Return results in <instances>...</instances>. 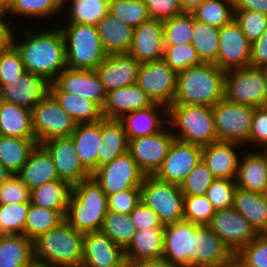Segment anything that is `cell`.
Wrapping results in <instances>:
<instances>
[{"label": "cell", "mask_w": 267, "mask_h": 267, "mask_svg": "<svg viewBox=\"0 0 267 267\" xmlns=\"http://www.w3.org/2000/svg\"><path fill=\"white\" fill-rule=\"evenodd\" d=\"M25 41L13 46L20 53L26 72L42 76L50 83L67 68L65 41L61 30L52 29L36 35L27 31Z\"/></svg>", "instance_id": "1"}, {"label": "cell", "mask_w": 267, "mask_h": 267, "mask_svg": "<svg viewBox=\"0 0 267 267\" xmlns=\"http://www.w3.org/2000/svg\"><path fill=\"white\" fill-rule=\"evenodd\" d=\"M225 74L213 63H201L177 73V91L171 105L213 107L224 99Z\"/></svg>", "instance_id": "2"}, {"label": "cell", "mask_w": 267, "mask_h": 267, "mask_svg": "<svg viewBox=\"0 0 267 267\" xmlns=\"http://www.w3.org/2000/svg\"><path fill=\"white\" fill-rule=\"evenodd\" d=\"M108 213L107 196L94 177L73 185L65 221L80 233L99 231Z\"/></svg>", "instance_id": "3"}, {"label": "cell", "mask_w": 267, "mask_h": 267, "mask_svg": "<svg viewBox=\"0 0 267 267\" xmlns=\"http://www.w3.org/2000/svg\"><path fill=\"white\" fill-rule=\"evenodd\" d=\"M34 259L54 267H81L83 233L66 221L33 240Z\"/></svg>", "instance_id": "4"}, {"label": "cell", "mask_w": 267, "mask_h": 267, "mask_svg": "<svg viewBox=\"0 0 267 267\" xmlns=\"http://www.w3.org/2000/svg\"><path fill=\"white\" fill-rule=\"evenodd\" d=\"M167 114L170 118L165 122L180 129L178 134L173 133L176 140L199 146L218 141L212 106L170 105Z\"/></svg>", "instance_id": "5"}, {"label": "cell", "mask_w": 267, "mask_h": 267, "mask_svg": "<svg viewBox=\"0 0 267 267\" xmlns=\"http://www.w3.org/2000/svg\"><path fill=\"white\" fill-rule=\"evenodd\" d=\"M60 30L65 41L67 68L95 70L107 56L97 26L69 23Z\"/></svg>", "instance_id": "6"}, {"label": "cell", "mask_w": 267, "mask_h": 267, "mask_svg": "<svg viewBox=\"0 0 267 267\" xmlns=\"http://www.w3.org/2000/svg\"><path fill=\"white\" fill-rule=\"evenodd\" d=\"M141 201L154 210L163 225L183 220L184 194L180 185L145 175L141 185Z\"/></svg>", "instance_id": "7"}, {"label": "cell", "mask_w": 267, "mask_h": 267, "mask_svg": "<svg viewBox=\"0 0 267 267\" xmlns=\"http://www.w3.org/2000/svg\"><path fill=\"white\" fill-rule=\"evenodd\" d=\"M224 99L255 108L267 106V87L262 69L247 66L226 71Z\"/></svg>", "instance_id": "8"}, {"label": "cell", "mask_w": 267, "mask_h": 267, "mask_svg": "<svg viewBox=\"0 0 267 267\" xmlns=\"http://www.w3.org/2000/svg\"><path fill=\"white\" fill-rule=\"evenodd\" d=\"M254 108L221 99L212 107L218 141L248 143Z\"/></svg>", "instance_id": "9"}, {"label": "cell", "mask_w": 267, "mask_h": 267, "mask_svg": "<svg viewBox=\"0 0 267 267\" xmlns=\"http://www.w3.org/2000/svg\"><path fill=\"white\" fill-rule=\"evenodd\" d=\"M32 119L34 138L39 144L54 137H69L76 127L50 93L33 108Z\"/></svg>", "instance_id": "10"}, {"label": "cell", "mask_w": 267, "mask_h": 267, "mask_svg": "<svg viewBox=\"0 0 267 267\" xmlns=\"http://www.w3.org/2000/svg\"><path fill=\"white\" fill-rule=\"evenodd\" d=\"M136 84L154 103L167 108L173 103L177 91V73L162 59L141 63Z\"/></svg>", "instance_id": "11"}, {"label": "cell", "mask_w": 267, "mask_h": 267, "mask_svg": "<svg viewBox=\"0 0 267 267\" xmlns=\"http://www.w3.org/2000/svg\"><path fill=\"white\" fill-rule=\"evenodd\" d=\"M105 195H113L129 188L141 187L145 174L140 170L129 152L118 156L93 173Z\"/></svg>", "instance_id": "12"}, {"label": "cell", "mask_w": 267, "mask_h": 267, "mask_svg": "<svg viewBox=\"0 0 267 267\" xmlns=\"http://www.w3.org/2000/svg\"><path fill=\"white\" fill-rule=\"evenodd\" d=\"M208 226L233 255L258 235L250 223L233 207L217 210Z\"/></svg>", "instance_id": "13"}, {"label": "cell", "mask_w": 267, "mask_h": 267, "mask_svg": "<svg viewBox=\"0 0 267 267\" xmlns=\"http://www.w3.org/2000/svg\"><path fill=\"white\" fill-rule=\"evenodd\" d=\"M174 139L173 131L162 129L152 135L129 139L128 152L145 175H154Z\"/></svg>", "instance_id": "14"}, {"label": "cell", "mask_w": 267, "mask_h": 267, "mask_svg": "<svg viewBox=\"0 0 267 267\" xmlns=\"http://www.w3.org/2000/svg\"><path fill=\"white\" fill-rule=\"evenodd\" d=\"M201 159L202 146L174 139L154 176L159 180L181 185Z\"/></svg>", "instance_id": "15"}, {"label": "cell", "mask_w": 267, "mask_h": 267, "mask_svg": "<svg viewBox=\"0 0 267 267\" xmlns=\"http://www.w3.org/2000/svg\"><path fill=\"white\" fill-rule=\"evenodd\" d=\"M251 42L233 19L219 31V51L214 63L228 71L250 66Z\"/></svg>", "instance_id": "16"}, {"label": "cell", "mask_w": 267, "mask_h": 267, "mask_svg": "<svg viewBox=\"0 0 267 267\" xmlns=\"http://www.w3.org/2000/svg\"><path fill=\"white\" fill-rule=\"evenodd\" d=\"M50 92H67L86 97L103 107L107 91L95 70L65 68L50 84Z\"/></svg>", "instance_id": "17"}, {"label": "cell", "mask_w": 267, "mask_h": 267, "mask_svg": "<svg viewBox=\"0 0 267 267\" xmlns=\"http://www.w3.org/2000/svg\"><path fill=\"white\" fill-rule=\"evenodd\" d=\"M51 155L59 179L72 186L89 178L92 174L82 165L73 139L54 137L41 143Z\"/></svg>", "instance_id": "18"}, {"label": "cell", "mask_w": 267, "mask_h": 267, "mask_svg": "<svg viewBox=\"0 0 267 267\" xmlns=\"http://www.w3.org/2000/svg\"><path fill=\"white\" fill-rule=\"evenodd\" d=\"M198 226L184 219L164 225L162 258L176 267H192V234Z\"/></svg>", "instance_id": "19"}, {"label": "cell", "mask_w": 267, "mask_h": 267, "mask_svg": "<svg viewBox=\"0 0 267 267\" xmlns=\"http://www.w3.org/2000/svg\"><path fill=\"white\" fill-rule=\"evenodd\" d=\"M234 255L208 225L192 234V267H223Z\"/></svg>", "instance_id": "20"}, {"label": "cell", "mask_w": 267, "mask_h": 267, "mask_svg": "<svg viewBox=\"0 0 267 267\" xmlns=\"http://www.w3.org/2000/svg\"><path fill=\"white\" fill-rule=\"evenodd\" d=\"M50 82L31 72H24L16 82L0 85V101L30 109L50 93Z\"/></svg>", "instance_id": "21"}, {"label": "cell", "mask_w": 267, "mask_h": 267, "mask_svg": "<svg viewBox=\"0 0 267 267\" xmlns=\"http://www.w3.org/2000/svg\"><path fill=\"white\" fill-rule=\"evenodd\" d=\"M164 49L163 21L150 19L134 28L128 53L140 64L162 60Z\"/></svg>", "instance_id": "22"}, {"label": "cell", "mask_w": 267, "mask_h": 267, "mask_svg": "<svg viewBox=\"0 0 267 267\" xmlns=\"http://www.w3.org/2000/svg\"><path fill=\"white\" fill-rule=\"evenodd\" d=\"M140 63L129 53L107 54L95 69L106 91L136 84Z\"/></svg>", "instance_id": "23"}, {"label": "cell", "mask_w": 267, "mask_h": 267, "mask_svg": "<svg viewBox=\"0 0 267 267\" xmlns=\"http://www.w3.org/2000/svg\"><path fill=\"white\" fill-rule=\"evenodd\" d=\"M124 258V250L100 231L83 234L81 267H111Z\"/></svg>", "instance_id": "24"}, {"label": "cell", "mask_w": 267, "mask_h": 267, "mask_svg": "<svg viewBox=\"0 0 267 267\" xmlns=\"http://www.w3.org/2000/svg\"><path fill=\"white\" fill-rule=\"evenodd\" d=\"M154 102L137 84L107 92L102 115L105 119H120L125 114L152 106Z\"/></svg>", "instance_id": "25"}, {"label": "cell", "mask_w": 267, "mask_h": 267, "mask_svg": "<svg viewBox=\"0 0 267 267\" xmlns=\"http://www.w3.org/2000/svg\"><path fill=\"white\" fill-rule=\"evenodd\" d=\"M236 142L216 141L202 146V160L206 163L215 179L235 180L239 167Z\"/></svg>", "instance_id": "26"}, {"label": "cell", "mask_w": 267, "mask_h": 267, "mask_svg": "<svg viewBox=\"0 0 267 267\" xmlns=\"http://www.w3.org/2000/svg\"><path fill=\"white\" fill-rule=\"evenodd\" d=\"M101 135L102 119L96 122L78 123L70 135L76 146L80 162L91 174L98 168Z\"/></svg>", "instance_id": "27"}, {"label": "cell", "mask_w": 267, "mask_h": 267, "mask_svg": "<svg viewBox=\"0 0 267 267\" xmlns=\"http://www.w3.org/2000/svg\"><path fill=\"white\" fill-rule=\"evenodd\" d=\"M233 208L250 223L257 234H267V196L265 193L237 187Z\"/></svg>", "instance_id": "28"}, {"label": "cell", "mask_w": 267, "mask_h": 267, "mask_svg": "<svg viewBox=\"0 0 267 267\" xmlns=\"http://www.w3.org/2000/svg\"><path fill=\"white\" fill-rule=\"evenodd\" d=\"M17 175L30 190L44 183L59 180L53 159L41 144L35 147Z\"/></svg>", "instance_id": "29"}, {"label": "cell", "mask_w": 267, "mask_h": 267, "mask_svg": "<svg viewBox=\"0 0 267 267\" xmlns=\"http://www.w3.org/2000/svg\"><path fill=\"white\" fill-rule=\"evenodd\" d=\"M97 30L107 54L128 53L134 28L110 12L97 23Z\"/></svg>", "instance_id": "30"}, {"label": "cell", "mask_w": 267, "mask_h": 267, "mask_svg": "<svg viewBox=\"0 0 267 267\" xmlns=\"http://www.w3.org/2000/svg\"><path fill=\"white\" fill-rule=\"evenodd\" d=\"M239 188L265 193L267 189V156L263 152L248 153L239 162L235 179Z\"/></svg>", "instance_id": "31"}, {"label": "cell", "mask_w": 267, "mask_h": 267, "mask_svg": "<svg viewBox=\"0 0 267 267\" xmlns=\"http://www.w3.org/2000/svg\"><path fill=\"white\" fill-rule=\"evenodd\" d=\"M164 227L136 231L133 240L124 250L129 262L160 259L163 256Z\"/></svg>", "instance_id": "32"}, {"label": "cell", "mask_w": 267, "mask_h": 267, "mask_svg": "<svg viewBox=\"0 0 267 267\" xmlns=\"http://www.w3.org/2000/svg\"><path fill=\"white\" fill-rule=\"evenodd\" d=\"M34 262L33 240L24 234L0 235V267H29Z\"/></svg>", "instance_id": "33"}, {"label": "cell", "mask_w": 267, "mask_h": 267, "mask_svg": "<svg viewBox=\"0 0 267 267\" xmlns=\"http://www.w3.org/2000/svg\"><path fill=\"white\" fill-rule=\"evenodd\" d=\"M0 135L34 138L32 111L13 103L0 101Z\"/></svg>", "instance_id": "34"}, {"label": "cell", "mask_w": 267, "mask_h": 267, "mask_svg": "<svg viewBox=\"0 0 267 267\" xmlns=\"http://www.w3.org/2000/svg\"><path fill=\"white\" fill-rule=\"evenodd\" d=\"M129 140L119 119H102L101 149L98 168L128 152Z\"/></svg>", "instance_id": "35"}, {"label": "cell", "mask_w": 267, "mask_h": 267, "mask_svg": "<svg viewBox=\"0 0 267 267\" xmlns=\"http://www.w3.org/2000/svg\"><path fill=\"white\" fill-rule=\"evenodd\" d=\"M159 108H164L163 110L167 113L166 106L154 103L147 108L125 114L119 119L124 125L128 140L152 135L162 130L164 120H160V116L156 115Z\"/></svg>", "instance_id": "36"}, {"label": "cell", "mask_w": 267, "mask_h": 267, "mask_svg": "<svg viewBox=\"0 0 267 267\" xmlns=\"http://www.w3.org/2000/svg\"><path fill=\"white\" fill-rule=\"evenodd\" d=\"M72 185L64 180H55L31 190L30 203L39 207L59 211L66 216Z\"/></svg>", "instance_id": "37"}, {"label": "cell", "mask_w": 267, "mask_h": 267, "mask_svg": "<svg viewBox=\"0 0 267 267\" xmlns=\"http://www.w3.org/2000/svg\"><path fill=\"white\" fill-rule=\"evenodd\" d=\"M38 144L35 138L0 135V162L11 174H17Z\"/></svg>", "instance_id": "38"}, {"label": "cell", "mask_w": 267, "mask_h": 267, "mask_svg": "<svg viewBox=\"0 0 267 267\" xmlns=\"http://www.w3.org/2000/svg\"><path fill=\"white\" fill-rule=\"evenodd\" d=\"M50 94L76 124L96 122L103 119L102 108L86 97L67 92H50Z\"/></svg>", "instance_id": "39"}, {"label": "cell", "mask_w": 267, "mask_h": 267, "mask_svg": "<svg viewBox=\"0 0 267 267\" xmlns=\"http://www.w3.org/2000/svg\"><path fill=\"white\" fill-rule=\"evenodd\" d=\"M193 38L191 44L196 49L202 63H215L219 51L220 29L193 17Z\"/></svg>", "instance_id": "40"}, {"label": "cell", "mask_w": 267, "mask_h": 267, "mask_svg": "<svg viewBox=\"0 0 267 267\" xmlns=\"http://www.w3.org/2000/svg\"><path fill=\"white\" fill-rule=\"evenodd\" d=\"M63 221H65V217L59 211L29 203V210L24 225V235L34 240L41 234L56 228Z\"/></svg>", "instance_id": "41"}, {"label": "cell", "mask_w": 267, "mask_h": 267, "mask_svg": "<svg viewBox=\"0 0 267 267\" xmlns=\"http://www.w3.org/2000/svg\"><path fill=\"white\" fill-rule=\"evenodd\" d=\"M191 14L194 19L220 29L234 19V0H205Z\"/></svg>", "instance_id": "42"}, {"label": "cell", "mask_w": 267, "mask_h": 267, "mask_svg": "<svg viewBox=\"0 0 267 267\" xmlns=\"http://www.w3.org/2000/svg\"><path fill=\"white\" fill-rule=\"evenodd\" d=\"M99 231L108 236L123 250L128 247L136 233L129 214H120L112 211H108L104 217Z\"/></svg>", "instance_id": "43"}, {"label": "cell", "mask_w": 267, "mask_h": 267, "mask_svg": "<svg viewBox=\"0 0 267 267\" xmlns=\"http://www.w3.org/2000/svg\"><path fill=\"white\" fill-rule=\"evenodd\" d=\"M67 0H62V6ZM69 23L97 25L109 13V4L104 0H71Z\"/></svg>", "instance_id": "44"}, {"label": "cell", "mask_w": 267, "mask_h": 267, "mask_svg": "<svg viewBox=\"0 0 267 267\" xmlns=\"http://www.w3.org/2000/svg\"><path fill=\"white\" fill-rule=\"evenodd\" d=\"M164 44H187L193 38V15L188 12L163 21Z\"/></svg>", "instance_id": "45"}, {"label": "cell", "mask_w": 267, "mask_h": 267, "mask_svg": "<svg viewBox=\"0 0 267 267\" xmlns=\"http://www.w3.org/2000/svg\"><path fill=\"white\" fill-rule=\"evenodd\" d=\"M164 58L163 60L167 65L174 70L176 73H179L183 70H186L190 67L197 66L201 64L196 49L191 43L187 44H164Z\"/></svg>", "instance_id": "46"}, {"label": "cell", "mask_w": 267, "mask_h": 267, "mask_svg": "<svg viewBox=\"0 0 267 267\" xmlns=\"http://www.w3.org/2000/svg\"><path fill=\"white\" fill-rule=\"evenodd\" d=\"M63 8L62 0H10L9 13L26 17H47Z\"/></svg>", "instance_id": "47"}, {"label": "cell", "mask_w": 267, "mask_h": 267, "mask_svg": "<svg viewBox=\"0 0 267 267\" xmlns=\"http://www.w3.org/2000/svg\"><path fill=\"white\" fill-rule=\"evenodd\" d=\"M29 203L0 204V235L24 234Z\"/></svg>", "instance_id": "48"}, {"label": "cell", "mask_w": 267, "mask_h": 267, "mask_svg": "<svg viewBox=\"0 0 267 267\" xmlns=\"http://www.w3.org/2000/svg\"><path fill=\"white\" fill-rule=\"evenodd\" d=\"M109 12L133 28L151 19L143 0H117L109 5Z\"/></svg>", "instance_id": "49"}, {"label": "cell", "mask_w": 267, "mask_h": 267, "mask_svg": "<svg viewBox=\"0 0 267 267\" xmlns=\"http://www.w3.org/2000/svg\"><path fill=\"white\" fill-rule=\"evenodd\" d=\"M183 219L199 225H208L216 210L205 195H184Z\"/></svg>", "instance_id": "50"}, {"label": "cell", "mask_w": 267, "mask_h": 267, "mask_svg": "<svg viewBox=\"0 0 267 267\" xmlns=\"http://www.w3.org/2000/svg\"><path fill=\"white\" fill-rule=\"evenodd\" d=\"M215 180L206 163L201 159L180 185L184 195H205Z\"/></svg>", "instance_id": "51"}, {"label": "cell", "mask_w": 267, "mask_h": 267, "mask_svg": "<svg viewBox=\"0 0 267 267\" xmlns=\"http://www.w3.org/2000/svg\"><path fill=\"white\" fill-rule=\"evenodd\" d=\"M234 20L251 43L267 29V15L254 10L234 11Z\"/></svg>", "instance_id": "52"}, {"label": "cell", "mask_w": 267, "mask_h": 267, "mask_svg": "<svg viewBox=\"0 0 267 267\" xmlns=\"http://www.w3.org/2000/svg\"><path fill=\"white\" fill-rule=\"evenodd\" d=\"M236 188L235 180L215 179L207 189L205 196L216 211L229 209L233 207Z\"/></svg>", "instance_id": "53"}, {"label": "cell", "mask_w": 267, "mask_h": 267, "mask_svg": "<svg viewBox=\"0 0 267 267\" xmlns=\"http://www.w3.org/2000/svg\"><path fill=\"white\" fill-rule=\"evenodd\" d=\"M234 256L246 267H267V234H258Z\"/></svg>", "instance_id": "54"}, {"label": "cell", "mask_w": 267, "mask_h": 267, "mask_svg": "<svg viewBox=\"0 0 267 267\" xmlns=\"http://www.w3.org/2000/svg\"><path fill=\"white\" fill-rule=\"evenodd\" d=\"M24 72L21 55L14 46L0 52V85L16 82Z\"/></svg>", "instance_id": "55"}, {"label": "cell", "mask_w": 267, "mask_h": 267, "mask_svg": "<svg viewBox=\"0 0 267 267\" xmlns=\"http://www.w3.org/2000/svg\"><path fill=\"white\" fill-rule=\"evenodd\" d=\"M31 190L17 174L0 185V204L30 203Z\"/></svg>", "instance_id": "56"}, {"label": "cell", "mask_w": 267, "mask_h": 267, "mask_svg": "<svg viewBox=\"0 0 267 267\" xmlns=\"http://www.w3.org/2000/svg\"><path fill=\"white\" fill-rule=\"evenodd\" d=\"M141 201V187L129 188L107 196L108 211L129 214Z\"/></svg>", "instance_id": "57"}, {"label": "cell", "mask_w": 267, "mask_h": 267, "mask_svg": "<svg viewBox=\"0 0 267 267\" xmlns=\"http://www.w3.org/2000/svg\"><path fill=\"white\" fill-rule=\"evenodd\" d=\"M151 19L165 21L184 13L180 0H143Z\"/></svg>", "instance_id": "58"}, {"label": "cell", "mask_w": 267, "mask_h": 267, "mask_svg": "<svg viewBox=\"0 0 267 267\" xmlns=\"http://www.w3.org/2000/svg\"><path fill=\"white\" fill-rule=\"evenodd\" d=\"M131 221L136 231L151 229L154 227H164L160 221L158 214L147 207L142 201L129 213Z\"/></svg>", "instance_id": "59"}, {"label": "cell", "mask_w": 267, "mask_h": 267, "mask_svg": "<svg viewBox=\"0 0 267 267\" xmlns=\"http://www.w3.org/2000/svg\"><path fill=\"white\" fill-rule=\"evenodd\" d=\"M248 142L267 148V106L254 108Z\"/></svg>", "instance_id": "60"}, {"label": "cell", "mask_w": 267, "mask_h": 267, "mask_svg": "<svg viewBox=\"0 0 267 267\" xmlns=\"http://www.w3.org/2000/svg\"><path fill=\"white\" fill-rule=\"evenodd\" d=\"M267 65V29L261 37L251 43L250 66L263 67Z\"/></svg>", "instance_id": "61"}, {"label": "cell", "mask_w": 267, "mask_h": 267, "mask_svg": "<svg viewBox=\"0 0 267 267\" xmlns=\"http://www.w3.org/2000/svg\"><path fill=\"white\" fill-rule=\"evenodd\" d=\"M254 10L267 15V0H234V11Z\"/></svg>", "instance_id": "62"}, {"label": "cell", "mask_w": 267, "mask_h": 267, "mask_svg": "<svg viewBox=\"0 0 267 267\" xmlns=\"http://www.w3.org/2000/svg\"><path fill=\"white\" fill-rule=\"evenodd\" d=\"M5 15H0V52L10 49L13 46L12 29L3 20Z\"/></svg>", "instance_id": "63"}, {"label": "cell", "mask_w": 267, "mask_h": 267, "mask_svg": "<svg viewBox=\"0 0 267 267\" xmlns=\"http://www.w3.org/2000/svg\"><path fill=\"white\" fill-rule=\"evenodd\" d=\"M129 267H176L164 258L130 262Z\"/></svg>", "instance_id": "64"}, {"label": "cell", "mask_w": 267, "mask_h": 267, "mask_svg": "<svg viewBox=\"0 0 267 267\" xmlns=\"http://www.w3.org/2000/svg\"><path fill=\"white\" fill-rule=\"evenodd\" d=\"M184 12L191 13L205 0H180Z\"/></svg>", "instance_id": "65"}, {"label": "cell", "mask_w": 267, "mask_h": 267, "mask_svg": "<svg viewBox=\"0 0 267 267\" xmlns=\"http://www.w3.org/2000/svg\"><path fill=\"white\" fill-rule=\"evenodd\" d=\"M12 174L0 162V185L5 182Z\"/></svg>", "instance_id": "66"}, {"label": "cell", "mask_w": 267, "mask_h": 267, "mask_svg": "<svg viewBox=\"0 0 267 267\" xmlns=\"http://www.w3.org/2000/svg\"><path fill=\"white\" fill-rule=\"evenodd\" d=\"M223 267H246V266L235 256H233Z\"/></svg>", "instance_id": "67"}, {"label": "cell", "mask_w": 267, "mask_h": 267, "mask_svg": "<svg viewBox=\"0 0 267 267\" xmlns=\"http://www.w3.org/2000/svg\"><path fill=\"white\" fill-rule=\"evenodd\" d=\"M9 14V2L8 0H0V15Z\"/></svg>", "instance_id": "68"}, {"label": "cell", "mask_w": 267, "mask_h": 267, "mask_svg": "<svg viewBox=\"0 0 267 267\" xmlns=\"http://www.w3.org/2000/svg\"><path fill=\"white\" fill-rule=\"evenodd\" d=\"M130 266V262L124 258L118 265L115 266H111V267H129Z\"/></svg>", "instance_id": "69"}, {"label": "cell", "mask_w": 267, "mask_h": 267, "mask_svg": "<svg viewBox=\"0 0 267 267\" xmlns=\"http://www.w3.org/2000/svg\"><path fill=\"white\" fill-rule=\"evenodd\" d=\"M29 267H54V266H50V265H47V264H40V263H37V262H34L31 266Z\"/></svg>", "instance_id": "70"}, {"label": "cell", "mask_w": 267, "mask_h": 267, "mask_svg": "<svg viewBox=\"0 0 267 267\" xmlns=\"http://www.w3.org/2000/svg\"><path fill=\"white\" fill-rule=\"evenodd\" d=\"M261 69H262V72H263V74H264L265 81H266V87H267V65L261 67Z\"/></svg>", "instance_id": "71"}, {"label": "cell", "mask_w": 267, "mask_h": 267, "mask_svg": "<svg viewBox=\"0 0 267 267\" xmlns=\"http://www.w3.org/2000/svg\"><path fill=\"white\" fill-rule=\"evenodd\" d=\"M104 1H106L110 5L111 3H113V2H115L117 0H104Z\"/></svg>", "instance_id": "72"}, {"label": "cell", "mask_w": 267, "mask_h": 267, "mask_svg": "<svg viewBox=\"0 0 267 267\" xmlns=\"http://www.w3.org/2000/svg\"><path fill=\"white\" fill-rule=\"evenodd\" d=\"M265 150H264V153H265V155L267 156V148H264Z\"/></svg>", "instance_id": "73"}]
</instances>
